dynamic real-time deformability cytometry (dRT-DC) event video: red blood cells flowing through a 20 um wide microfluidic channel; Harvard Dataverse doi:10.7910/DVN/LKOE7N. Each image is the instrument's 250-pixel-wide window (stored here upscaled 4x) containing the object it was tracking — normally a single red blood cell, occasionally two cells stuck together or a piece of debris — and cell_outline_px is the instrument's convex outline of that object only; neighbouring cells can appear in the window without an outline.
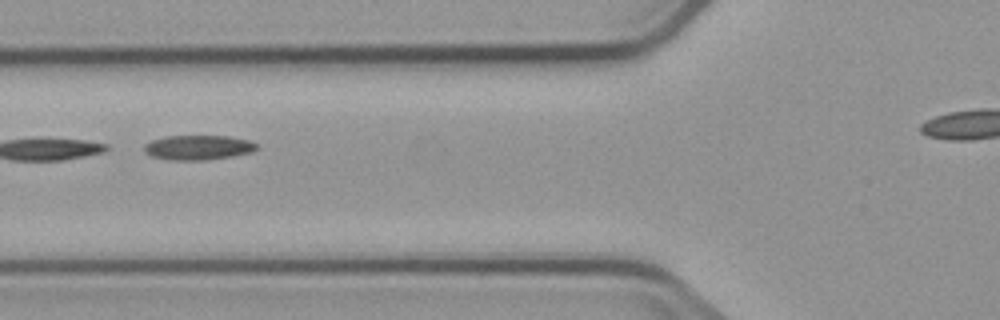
{"species": "common noctule bat (a hibernating species)", "species_latin": "Nyctalus noctula", "temperature_condition": "cold", "stored_images_in_passage": 10, "camera_frame_rate_fps": 3000, "um_per_image_px": 0.085, "animal": {"sex": "male", "body_mass_g": 23.1, "forearm_length_mm": 52.7}, "frame": {"image": 1, "passage_image": 6, "time_ms": 7.667, "image_size_px": [1000, 320], "cell_outline_px": [[260, 148], [252, 152], [232, 156], [208, 160], [168, 160], [152, 156], [144, 152], [144, 144], [152, 140], [168, 136], [228, 136], [248, 140], [256, 144]], "centroid_in_image_um": [16.85, 12.54], "position_along_channel_um": 109.0, "area_um2": 16.24}}
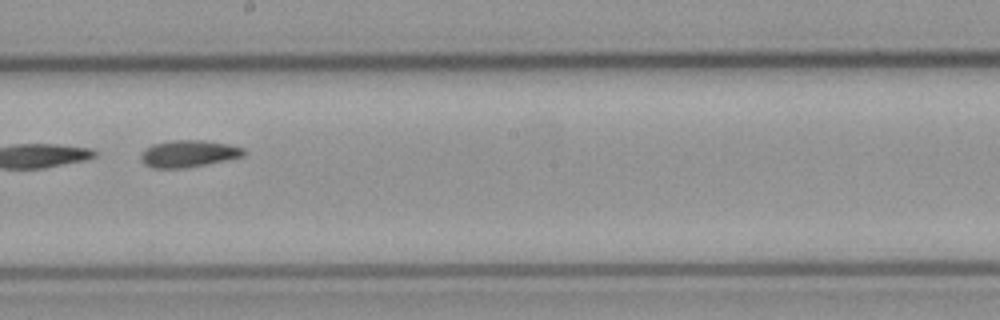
{"frame": {"image": 2, "passage_image": 9, "time_ms": 11.0, "image_size_px": [1000, 320], "cell_outline_px": [[248, 152], [244, 156], [184, 168], [152, 168], [144, 164], [140, 160], [140, 156], [152, 144], [172, 140], [204, 140], [228, 144], [244, 148]], "centroid_in_image_um": [16.04, 13.05], "position_along_channel_um": 232.2, "area_um2": 16.07}}
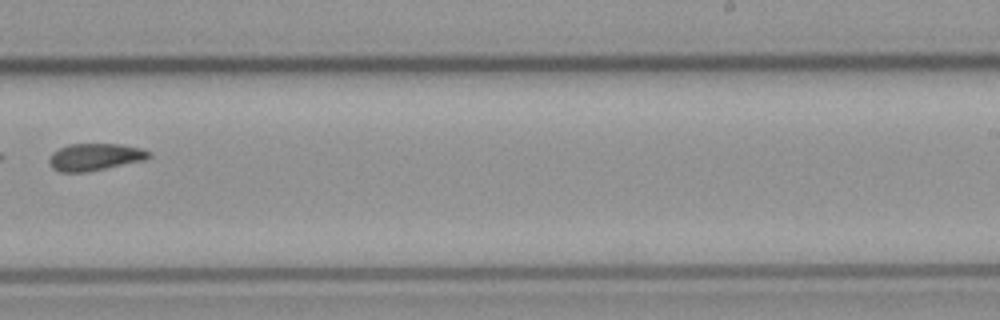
{"frame": {"image": 3, "passage_image": 10, "time_ms": 12.333, "image_size_px": [1000, 320], "cell_outline_px": [[152, 156], [148, 160], [88, 172], [60, 172], [52, 168], [48, 164], [48, 160], [52, 152], [68, 144], [124, 144], [144, 148], [152, 152]], "centroid_in_image_um": [8.14, 13.34], "position_along_channel_um": 280.9, "area_um2": 16.3}}